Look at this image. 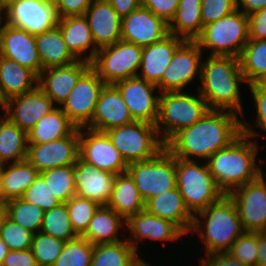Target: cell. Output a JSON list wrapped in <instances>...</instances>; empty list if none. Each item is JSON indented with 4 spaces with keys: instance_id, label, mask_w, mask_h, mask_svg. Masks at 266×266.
Wrapping results in <instances>:
<instances>
[{
    "instance_id": "obj_1",
    "label": "cell",
    "mask_w": 266,
    "mask_h": 266,
    "mask_svg": "<svg viewBox=\"0 0 266 266\" xmlns=\"http://www.w3.org/2000/svg\"><path fill=\"white\" fill-rule=\"evenodd\" d=\"M227 110L209 109L190 127L177 132L165 148L175 157L205 162L218 150L228 147L241 133V118ZM200 159V160H199Z\"/></svg>"
},
{
    "instance_id": "obj_2",
    "label": "cell",
    "mask_w": 266,
    "mask_h": 266,
    "mask_svg": "<svg viewBox=\"0 0 266 266\" xmlns=\"http://www.w3.org/2000/svg\"><path fill=\"white\" fill-rule=\"evenodd\" d=\"M200 84L196 89L209 109L244 115L240 84L247 81L240 61L232 56H207L201 64Z\"/></svg>"
},
{
    "instance_id": "obj_3",
    "label": "cell",
    "mask_w": 266,
    "mask_h": 266,
    "mask_svg": "<svg viewBox=\"0 0 266 266\" xmlns=\"http://www.w3.org/2000/svg\"><path fill=\"white\" fill-rule=\"evenodd\" d=\"M260 147L253 138L241 134L228 147L218 150L206 161L210 174L224 194L228 195L236 188L256 180L265 172L261 168L265 160L257 157Z\"/></svg>"
},
{
    "instance_id": "obj_4",
    "label": "cell",
    "mask_w": 266,
    "mask_h": 266,
    "mask_svg": "<svg viewBox=\"0 0 266 266\" xmlns=\"http://www.w3.org/2000/svg\"><path fill=\"white\" fill-rule=\"evenodd\" d=\"M198 234L205 254L227 253L245 231L234 201L224 194L217 202L194 215L190 231Z\"/></svg>"
},
{
    "instance_id": "obj_5",
    "label": "cell",
    "mask_w": 266,
    "mask_h": 266,
    "mask_svg": "<svg viewBox=\"0 0 266 266\" xmlns=\"http://www.w3.org/2000/svg\"><path fill=\"white\" fill-rule=\"evenodd\" d=\"M196 95L185 91L160 93L159 114L155 126L164 144L177 132L190 127L208 112L206 101L199 92Z\"/></svg>"
},
{
    "instance_id": "obj_6",
    "label": "cell",
    "mask_w": 266,
    "mask_h": 266,
    "mask_svg": "<svg viewBox=\"0 0 266 266\" xmlns=\"http://www.w3.org/2000/svg\"><path fill=\"white\" fill-rule=\"evenodd\" d=\"M248 41V16L238 9L226 17L203 26L201 34L195 39L202 51L210 49L209 56L237 58Z\"/></svg>"
},
{
    "instance_id": "obj_7",
    "label": "cell",
    "mask_w": 266,
    "mask_h": 266,
    "mask_svg": "<svg viewBox=\"0 0 266 266\" xmlns=\"http://www.w3.org/2000/svg\"><path fill=\"white\" fill-rule=\"evenodd\" d=\"M200 162L176 158V187L193 215L224 195L210 174L207 163Z\"/></svg>"
},
{
    "instance_id": "obj_8",
    "label": "cell",
    "mask_w": 266,
    "mask_h": 266,
    "mask_svg": "<svg viewBox=\"0 0 266 266\" xmlns=\"http://www.w3.org/2000/svg\"><path fill=\"white\" fill-rule=\"evenodd\" d=\"M105 133L127 164L154 158L165 148L156 126L147 122L134 121Z\"/></svg>"
},
{
    "instance_id": "obj_9",
    "label": "cell",
    "mask_w": 266,
    "mask_h": 266,
    "mask_svg": "<svg viewBox=\"0 0 266 266\" xmlns=\"http://www.w3.org/2000/svg\"><path fill=\"white\" fill-rule=\"evenodd\" d=\"M127 172L145 203L176 188V158L166 148L154 158L129 163Z\"/></svg>"
},
{
    "instance_id": "obj_10",
    "label": "cell",
    "mask_w": 266,
    "mask_h": 266,
    "mask_svg": "<svg viewBox=\"0 0 266 266\" xmlns=\"http://www.w3.org/2000/svg\"><path fill=\"white\" fill-rule=\"evenodd\" d=\"M142 47L125 41L103 47L97 51L91 67L105 84L138 76Z\"/></svg>"
},
{
    "instance_id": "obj_11",
    "label": "cell",
    "mask_w": 266,
    "mask_h": 266,
    "mask_svg": "<svg viewBox=\"0 0 266 266\" xmlns=\"http://www.w3.org/2000/svg\"><path fill=\"white\" fill-rule=\"evenodd\" d=\"M58 21L56 6L40 0H8L5 3V23L31 35L52 30Z\"/></svg>"
},
{
    "instance_id": "obj_12",
    "label": "cell",
    "mask_w": 266,
    "mask_h": 266,
    "mask_svg": "<svg viewBox=\"0 0 266 266\" xmlns=\"http://www.w3.org/2000/svg\"><path fill=\"white\" fill-rule=\"evenodd\" d=\"M202 55L203 51L195 41L186 40L175 51L162 80L157 85L159 92L184 91L197 76L200 79L202 57H204Z\"/></svg>"
},
{
    "instance_id": "obj_13",
    "label": "cell",
    "mask_w": 266,
    "mask_h": 266,
    "mask_svg": "<svg viewBox=\"0 0 266 266\" xmlns=\"http://www.w3.org/2000/svg\"><path fill=\"white\" fill-rule=\"evenodd\" d=\"M105 85L98 73L90 67L61 104L60 108L77 128L86 127L91 122L99 95Z\"/></svg>"
},
{
    "instance_id": "obj_14",
    "label": "cell",
    "mask_w": 266,
    "mask_h": 266,
    "mask_svg": "<svg viewBox=\"0 0 266 266\" xmlns=\"http://www.w3.org/2000/svg\"><path fill=\"white\" fill-rule=\"evenodd\" d=\"M266 172L230 192L245 232L266 231Z\"/></svg>"
},
{
    "instance_id": "obj_15",
    "label": "cell",
    "mask_w": 266,
    "mask_h": 266,
    "mask_svg": "<svg viewBox=\"0 0 266 266\" xmlns=\"http://www.w3.org/2000/svg\"><path fill=\"white\" fill-rule=\"evenodd\" d=\"M79 158L115 175L127 172L128 164L105 132L79 128Z\"/></svg>"
},
{
    "instance_id": "obj_16",
    "label": "cell",
    "mask_w": 266,
    "mask_h": 266,
    "mask_svg": "<svg viewBox=\"0 0 266 266\" xmlns=\"http://www.w3.org/2000/svg\"><path fill=\"white\" fill-rule=\"evenodd\" d=\"M113 85L120 92L134 121L156 124L160 98L156 85L138 76L120 80ZM155 91H158V95Z\"/></svg>"
},
{
    "instance_id": "obj_17",
    "label": "cell",
    "mask_w": 266,
    "mask_h": 266,
    "mask_svg": "<svg viewBox=\"0 0 266 266\" xmlns=\"http://www.w3.org/2000/svg\"><path fill=\"white\" fill-rule=\"evenodd\" d=\"M79 158V128L71 135L42 144H28L27 160L39 171L75 165Z\"/></svg>"
},
{
    "instance_id": "obj_18",
    "label": "cell",
    "mask_w": 266,
    "mask_h": 266,
    "mask_svg": "<svg viewBox=\"0 0 266 266\" xmlns=\"http://www.w3.org/2000/svg\"><path fill=\"white\" fill-rule=\"evenodd\" d=\"M168 35V23L143 6L121 18L122 41L145 47Z\"/></svg>"
},
{
    "instance_id": "obj_19",
    "label": "cell",
    "mask_w": 266,
    "mask_h": 266,
    "mask_svg": "<svg viewBox=\"0 0 266 266\" xmlns=\"http://www.w3.org/2000/svg\"><path fill=\"white\" fill-rule=\"evenodd\" d=\"M1 106L6 110L8 119L26 133L56 107L38 86L30 92L8 99Z\"/></svg>"
},
{
    "instance_id": "obj_20",
    "label": "cell",
    "mask_w": 266,
    "mask_h": 266,
    "mask_svg": "<svg viewBox=\"0 0 266 266\" xmlns=\"http://www.w3.org/2000/svg\"><path fill=\"white\" fill-rule=\"evenodd\" d=\"M125 230H130L129 235L132 234V236H126V240L138 254L139 241L141 243L144 239H148V241H162L164 244L168 241H178L185 235L174 223L155 216L146 209L130 216L126 220Z\"/></svg>"
},
{
    "instance_id": "obj_21",
    "label": "cell",
    "mask_w": 266,
    "mask_h": 266,
    "mask_svg": "<svg viewBox=\"0 0 266 266\" xmlns=\"http://www.w3.org/2000/svg\"><path fill=\"white\" fill-rule=\"evenodd\" d=\"M91 67V62L77 60L59 67L43 69L38 75L37 86L53 101L61 104L68 98L79 78Z\"/></svg>"
},
{
    "instance_id": "obj_22",
    "label": "cell",
    "mask_w": 266,
    "mask_h": 266,
    "mask_svg": "<svg viewBox=\"0 0 266 266\" xmlns=\"http://www.w3.org/2000/svg\"><path fill=\"white\" fill-rule=\"evenodd\" d=\"M0 55L29 68L37 76L43 70L35 36L6 23L0 33Z\"/></svg>"
},
{
    "instance_id": "obj_23",
    "label": "cell",
    "mask_w": 266,
    "mask_h": 266,
    "mask_svg": "<svg viewBox=\"0 0 266 266\" xmlns=\"http://www.w3.org/2000/svg\"><path fill=\"white\" fill-rule=\"evenodd\" d=\"M116 175L86 163L78 158L73 169L76 196L107 205L112 194Z\"/></svg>"
},
{
    "instance_id": "obj_24",
    "label": "cell",
    "mask_w": 266,
    "mask_h": 266,
    "mask_svg": "<svg viewBox=\"0 0 266 266\" xmlns=\"http://www.w3.org/2000/svg\"><path fill=\"white\" fill-rule=\"evenodd\" d=\"M134 122L120 92L113 84L102 89L91 122L86 126L99 132Z\"/></svg>"
},
{
    "instance_id": "obj_25",
    "label": "cell",
    "mask_w": 266,
    "mask_h": 266,
    "mask_svg": "<svg viewBox=\"0 0 266 266\" xmlns=\"http://www.w3.org/2000/svg\"><path fill=\"white\" fill-rule=\"evenodd\" d=\"M84 16L97 50L121 41V17L107 0H93Z\"/></svg>"
},
{
    "instance_id": "obj_26",
    "label": "cell",
    "mask_w": 266,
    "mask_h": 266,
    "mask_svg": "<svg viewBox=\"0 0 266 266\" xmlns=\"http://www.w3.org/2000/svg\"><path fill=\"white\" fill-rule=\"evenodd\" d=\"M185 41L180 37L169 34L154 44L142 47L138 77L157 86L162 80L175 51Z\"/></svg>"
},
{
    "instance_id": "obj_27",
    "label": "cell",
    "mask_w": 266,
    "mask_h": 266,
    "mask_svg": "<svg viewBox=\"0 0 266 266\" xmlns=\"http://www.w3.org/2000/svg\"><path fill=\"white\" fill-rule=\"evenodd\" d=\"M145 209L155 216L171 221L186 236L192 229L194 215L186 207L177 187L150 198L145 203Z\"/></svg>"
},
{
    "instance_id": "obj_28",
    "label": "cell",
    "mask_w": 266,
    "mask_h": 266,
    "mask_svg": "<svg viewBox=\"0 0 266 266\" xmlns=\"http://www.w3.org/2000/svg\"><path fill=\"white\" fill-rule=\"evenodd\" d=\"M57 26L61 30L67 48L78 60L88 62L94 60L98 50L85 16L59 18Z\"/></svg>"
},
{
    "instance_id": "obj_29",
    "label": "cell",
    "mask_w": 266,
    "mask_h": 266,
    "mask_svg": "<svg viewBox=\"0 0 266 266\" xmlns=\"http://www.w3.org/2000/svg\"><path fill=\"white\" fill-rule=\"evenodd\" d=\"M38 76L29 68L0 55V106L8 99L37 87Z\"/></svg>"
},
{
    "instance_id": "obj_30",
    "label": "cell",
    "mask_w": 266,
    "mask_h": 266,
    "mask_svg": "<svg viewBox=\"0 0 266 266\" xmlns=\"http://www.w3.org/2000/svg\"><path fill=\"white\" fill-rule=\"evenodd\" d=\"M126 228V220L107 205H101L94 214L85 233L81 236L93 245L117 243L119 229Z\"/></svg>"
},
{
    "instance_id": "obj_31",
    "label": "cell",
    "mask_w": 266,
    "mask_h": 266,
    "mask_svg": "<svg viewBox=\"0 0 266 266\" xmlns=\"http://www.w3.org/2000/svg\"><path fill=\"white\" fill-rule=\"evenodd\" d=\"M107 206L125 220L145 209V201L128 172L116 175Z\"/></svg>"
},
{
    "instance_id": "obj_32",
    "label": "cell",
    "mask_w": 266,
    "mask_h": 266,
    "mask_svg": "<svg viewBox=\"0 0 266 266\" xmlns=\"http://www.w3.org/2000/svg\"><path fill=\"white\" fill-rule=\"evenodd\" d=\"M77 129L59 106L43 116L27 133L28 144H42L71 135Z\"/></svg>"
},
{
    "instance_id": "obj_33",
    "label": "cell",
    "mask_w": 266,
    "mask_h": 266,
    "mask_svg": "<svg viewBox=\"0 0 266 266\" xmlns=\"http://www.w3.org/2000/svg\"><path fill=\"white\" fill-rule=\"evenodd\" d=\"M35 40L43 69L67 66L78 60L67 48L58 26L36 35Z\"/></svg>"
},
{
    "instance_id": "obj_34",
    "label": "cell",
    "mask_w": 266,
    "mask_h": 266,
    "mask_svg": "<svg viewBox=\"0 0 266 266\" xmlns=\"http://www.w3.org/2000/svg\"><path fill=\"white\" fill-rule=\"evenodd\" d=\"M169 34L195 41L203 29L201 0H179L174 17L168 23Z\"/></svg>"
},
{
    "instance_id": "obj_35",
    "label": "cell",
    "mask_w": 266,
    "mask_h": 266,
    "mask_svg": "<svg viewBox=\"0 0 266 266\" xmlns=\"http://www.w3.org/2000/svg\"><path fill=\"white\" fill-rule=\"evenodd\" d=\"M0 172L2 190L7 200L21 198L40 173L27 159L0 165Z\"/></svg>"
},
{
    "instance_id": "obj_36",
    "label": "cell",
    "mask_w": 266,
    "mask_h": 266,
    "mask_svg": "<svg viewBox=\"0 0 266 266\" xmlns=\"http://www.w3.org/2000/svg\"><path fill=\"white\" fill-rule=\"evenodd\" d=\"M142 258L126 240L94 245L90 266H138Z\"/></svg>"
},
{
    "instance_id": "obj_37",
    "label": "cell",
    "mask_w": 266,
    "mask_h": 266,
    "mask_svg": "<svg viewBox=\"0 0 266 266\" xmlns=\"http://www.w3.org/2000/svg\"><path fill=\"white\" fill-rule=\"evenodd\" d=\"M27 149V133L8 119L0 133V165L26 160Z\"/></svg>"
},
{
    "instance_id": "obj_38",
    "label": "cell",
    "mask_w": 266,
    "mask_h": 266,
    "mask_svg": "<svg viewBox=\"0 0 266 266\" xmlns=\"http://www.w3.org/2000/svg\"><path fill=\"white\" fill-rule=\"evenodd\" d=\"M239 61L247 86L255 83L266 73V39H249L239 56Z\"/></svg>"
},
{
    "instance_id": "obj_39",
    "label": "cell",
    "mask_w": 266,
    "mask_h": 266,
    "mask_svg": "<svg viewBox=\"0 0 266 266\" xmlns=\"http://www.w3.org/2000/svg\"><path fill=\"white\" fill-rule=\"evenodd\" d=\"M40 231L65 242L79 237L72 228L66 203L45 211Z\"/></svg>"
},
{
    "instance_id": "obj_40",
    "label": "cell",
    "mask_w": 266,
    "mask_h": 266,
    "mask_svg": "<svg viewBox=\"0 0 266 266\" xmlns=\"http://www.w3.org/2000/svg\"><path fill=\"white\" fill-rule=\"evenodd\" d=\"M45 211L22 198L8 200L7 217L21 227L36 234L41 230Z\"/></svg>"
},
{
    "instance_id": "obj_41",
    "label": "cell",
    "mask_w": 266,
    "mask_h": 266,
    "mask_svg": "<svg viewBox=\"0 0 266 266\" xmlns=\"http://www.w3.org/2000/svg\"><path fill=\"white\" fill-rule=\"evenodd\" d=\"M74 168L75 165H70L40 172L52 193L61 203H67L76 196V186L73 179Z\"/></svg>"
},
{
    "instance_id": "obj_42",
    "label": "cell",
    "mask_w": 266,
    "mask_h": 266,
    "mask_svg": "<svg viewBox=\"0 0 266 266\" xmlns=\"http://www.w3.org/2000/svg\"><path fill=\"white\" fill-rule=\"evenodd\" d=\"M94 245L82 237L65 242L52 266H90Z\"/></svg>"
},
{
    "instance_id": "obj_43",
    "label": "cell",
    "mask_w": 266,
    "mask_h": 266,
    "mask_svg": "<svg viewBox=\"0 0 266 266\" xmlns=\"http://www.w3.org/2000/svg\"><path fill=\"white\" fill-rule=\"evenodd\" d=\"M66 206L68 208L72 228L75 233L81 237L87 230L95 212L101 205L93 200L74 196L66 203Z\"/></svg>"
},
{
    "instance_id": "obj_44",
    "label": "cell",
    "mask_w": 266,
    "mask_h": 266,
    "mask_svg": "<svg viewBox=\"0 0 266 266\" xmlns=\"http://www.w3.org/2000/svg\"><path fill=\"white\" fill-rule=\"evenodd\" d=\"M65 241L41 231L33 235L31 250L37 266H52L61 254Z\"/></svg>"
},
{
    "instance_id": "obj_45",
    "label": "cell",
    "mask_w": 266,
    "mask_h": 266,
    "mask_svg": "<svg viewBox=\"0 0 266 266\" xmlns=\"http://www.w3.org/2000/svg\"><path fill=\"white\" fill-rule=\"evenodd\" d=\"M249 90L252 95V99L255 103V110H256V118L253 121L255 124L248 122L244 116L241 118V133L247 137L254 138L257 141V136H261L259 131H264L265 133L262 134L263 136L266 134V89L258 86L256 83H252L248 85ZM252 125H251V124ZM259 128L258 132L254 130Z\"/></svg>"
},
{
    "instance_id": "obj_46",
    "label": "cell",
    "mask_w": 266,
    "mask_h": 266,
    "mask_svg": "<svg viewBox=\"0 0 266 266\" xmlns=\"http://www.w3.org/2000/svg\"><path fill=\"white\" fill-rule=\"evenodd\" d=\"M33 235L31 231L21 227L8 217L0 226V238L9 250H26L31 248Z\"/></svg>"
},
{
    "instance_id": "obj_47",
    "label": "cell",
    "mask_w": 266,
    "mask_h": 266,
    "mask_svg": "<svg viewBox=\"0 0 266 266\" xmlns=\"http://www.w3.org/2000/svg\"><path fill=\"white\" fill-rule=\"evenodd\" d=\"M21 198L28 203L37 205L44 211L50 210L61 204L40 173L31 186L25 190Z\"/></svg>"
},
{
    "instance_id": "obj_48",
    "label": "cell",
    "mask_w": 266,
    "mask_h": 266,
    "mask_svg": "<svg viewBox=\"0 0 266 266\" xmlns=\"http://www.w3.org/2000/svg\"><path fill=\"white\" fill-rule=\"evenodd\" d=\"M248 266H256L258 255V232H244L227 252Z\"/></svg>"
},
{
    "instance_id": "obj_49",
    "label": "cell",
    "mask_w": 266,
    "mask_h": 266,
    "mask_svg": "<svg viewBox=\"0 0 266 266\" xmlns=\"http://www.w3.org/2000/svg\"><path fill=\"white\" fill-rule=\"evenodd\" d=\"M237 10L235 0H201L203 26L226 17Z\"/></svg>"
},
{
    "instance_id": "obj_50",
    "label": "cell",
    "mask_w": 266,
    "mask_h": 266,
    "mask_svg": "<svg viewBox=\"0 0 266 266\" xmlns=\"http://www.w3.org/2000/svg\"><path fill=\"white\" fill-rule=\"evenodd\" d=\"M178 5L179 0H141V6L149 9L167 23L174 17Z\"/></svg>"
},
{
    "instance_id": "obj_51",
    "label": "cell",
    "mask_w": 266,
    "mask_h": 266,
    "mask_svg": "<svg viewBox=\"0 0 266 266\" xmlns=\"http://www.w3.org/2000/svg\"><path fill=\"white\" fill-rule=\"evenodd\" d=\"M93 0H58L56 10L59 18L84 16Z\"/></svg>"
},
{
    "instance_id": "obj_52",
    "label": "cell",
    "mask_w": 266,
    "mask_h": 266,
    "mask_svg": "<svg viewBox=\"0 0 266 266\" xmlns=\"http://www.w3.org/2000/svg\"><path fill=\"white\" fill-rule=\"evenodd\" d=\"M249 39H266V8L248 15Z\"/></svg>"
},
{
    "instance_id": "obj_53",
    "label": "cell",
    "mask_w": 266,
    "mask_h": 266,
    "mask_svg": "<svg viewBox=\"0 0 266 266\" xmlns=\"http://www.w3.org/2000/svg\"><path fill=\"white\" fill-rule=\"evenodd\" d=\"M1 266H37L31 248L26 250H9Z\"/></svg>"
},
{
    "instance_id": "obj_54",
    "label": "cell",
    "mask_w": 266,
    "mask_h": 266,
    "mask_svg": "<svg viewBox=\"0 0 266 266\" xmlns=\"http://www.w3.org/2000/svg\"><path fill=\"white\" fill-rule=\"evenodd\" d=\"M200 266H248L233 258L228 253L204 254Z\"/></svg>"
},
{
    "instance_id": "obj_55",
    "label": "cell",
    "mask_w": 266,
    "mask_h": 266,
    "mask_svg": "<svg viewBox=\"0 0 266 266\" xmlns=\"http://www.w3.org/2000/svg\"><path fill=\"white\" fill-rule=\"evenodd\" d=\"M112 8L123 18L141 6V0H107Z\"/></svg>"
},
{
    "instance_id": "obj_56",
    "label": "cell",
    "mask_w": 266,
    "mask_h": 266,
    "mask_svg": "<svg viewBox=\"0 0 266 266\" xmlns=\"http://www.w3.org/2000/svg\"><path fill=\"white\" fill-rule=\"evenodd\" d=\"M236 8L245 15H250L258 10L266 8V0H235ZM241 5V6H240Z\"/></svg>"
},
{
    "instance_id": "obj_57",
    "label": "cell",
    "mask_w": 266,
    "mask_h": 266,
    "mask_svg": "<svg viewBox=\"0 0 266 266\" xmlns=\"http://www.w3.org/2000/svg\"><path fill=\"white\" fill-rule=\"evenodd\" d=\"M256 266H266V231L258 232V255Z\"/></svg>"
},
{
    "instance_id": "obj_58",
    "label": "cell",
    "mask_w": 266,
    "mask_h": 266,
    "mask_svg": "<svg viewBox=\"0 0 266 266\" xmlns=\"http://www.w3.org/2000/svg\"><path fill=\"white\" fill-rule=\"evenodd\" d=\"M8 214V201H0V226L3 224Z\"/></svg>"
},
{
    "instance_id": "obj_59",
    "label": "cell",
    "mask_w": 266,
    "mask_h": 266,
    "mask_svg": "<svg viewBox=\"0 0 266 266\" xmlns=\"http://www.w3.org/2000/svg\"><path fill=\"white\" fill-rule=\"evenodd\" d=\"M8 252H9V249L7 245L0 238V266L2 265L3 260Z\"/></svg>"
},
{
    "instance_id": "obj_60",
    "label": "cell",
    "mask_w": 266,
    "mask_h": 266,
    "mask_svg": "<svg viewBox=\"0 0 266 266\" xmlns=\"http://www.w3.org/2000/svg\"><path fill=\"white\" fill-rule=\"evenodd\" d=\"M5 24V3L0 0V33Z\"/></svg>"
},
{
    "instance_id": "obj_61",
    "label": "cell",
    "mask_w": 266,
    "mask_h": 266,
    "mask_svg": "<svg viewBox=\"0 0 266 266\" xmlns=\"http://www.w3.org/2000/svg\"><path fill=\"white\" fill-rule=\"evenodd\" d=\"M2 109H3V110H2ZM1 110H2V111H1ZM0 111H1V112L4 111V113H3L4 117L1 115L2 113H0V133H1V130H2V126H3V124L8 120V115H7V113H6V110H5L2 106H0Z\"/></svg>"
},
{
    "instance_id": "obj_62",
    "label": "cell",
    "mask_w": 266,
    "mask_h": 266,
    "mask_svg": "<svg viewBox=\"0 0 266 266\" xmlns=\"http://www.w3.org/2000/svg\"><path fill=\"white\" fill-rule=\"evenodd\" d=\"M255 83L258 86L266 89V73L262 75Z\"/></svg>"
},
{
    "instance_id": "obj_63",
    "label": "cell",
    "mask_w": 266,
    "mask_h": 266,
    "mask_svg": "<svg viewBox=\"0 0 266 266\" xmlns=\"http://www.w3.org/2000/svg\"><path fill=\"white\" fill-rule=\"evenodd\" d=\"M0 201H8L5 198L3 190H2L1 172H0Z\"/></svg>"
},
{
    "instance_id": "obj_64",
    "label": "cell",
    "mask_w": 266,
    "mask_h": 266,
    "mask_svg": "<svg viewBox=\"0 0 266 266\" xmlns=\"http://www.w3.org/2000/svg\"><path fill=\"white\" fill-rule=\"evenodd\" d=\"M42 3L50 4V5H57L58 0H40Z\"/></svg>"
},
{
    "instance_id": "obj_65",
    "label": "cell",
    "mask_w": 266,
    "mask_h": 266,
    "mask_svg": "<svg viewBox=\"0 0 266 266\" xmlns=\"http://www.w3.org/2000/svg\"><path fill=\"white\" fill-rule=\"evenodd\" d=\"M138 266H151V265L149 263H147L144 259V260H142V262Z\"/></svg>"
}]
</instances>
